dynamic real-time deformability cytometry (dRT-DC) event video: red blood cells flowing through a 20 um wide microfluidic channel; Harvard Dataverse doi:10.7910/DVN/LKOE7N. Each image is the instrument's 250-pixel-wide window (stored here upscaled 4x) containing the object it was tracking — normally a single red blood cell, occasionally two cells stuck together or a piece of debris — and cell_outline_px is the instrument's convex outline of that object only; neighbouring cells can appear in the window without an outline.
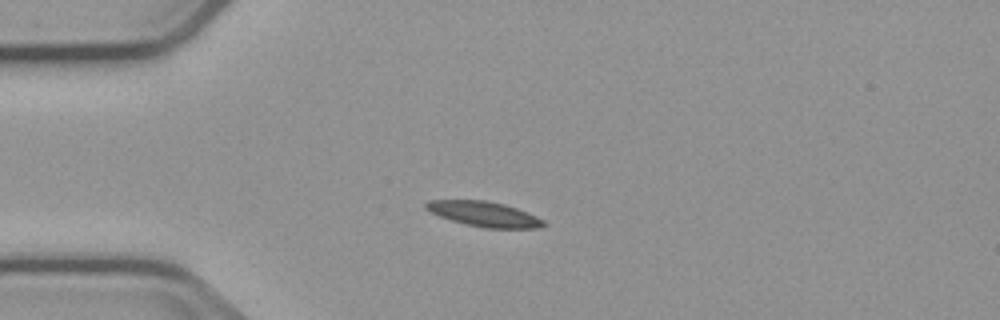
{"species": "common noctule bat (a hibernating species)", "species_latin": "Nyctalus noctula", "temperature_condition": "cold", "stored_images_in_passage": 4, "camera_frame_rate_fps": 3000, "um_per_image_px": 0.085, "animal": {"sex": "male", "body_mass_g": 23.1, "forearm_length_mm": 52.7}, "frame": {"image": 1, "passage_image": 3, "time_ms": 2.333, "image_size_px": [1000, 320], "cell_outline_px": [[548, 224], [540, 228], [484, 228], [464, 224], [428, 212], [424, 208], [424, 204], [428, 200], [484, 200], [504, 204], [528, 212], [544, 220]], "centroid_in_image_um": [41.14, 18.19], "position_along_channel_um": 43.9, "area_um2": 17.34}}